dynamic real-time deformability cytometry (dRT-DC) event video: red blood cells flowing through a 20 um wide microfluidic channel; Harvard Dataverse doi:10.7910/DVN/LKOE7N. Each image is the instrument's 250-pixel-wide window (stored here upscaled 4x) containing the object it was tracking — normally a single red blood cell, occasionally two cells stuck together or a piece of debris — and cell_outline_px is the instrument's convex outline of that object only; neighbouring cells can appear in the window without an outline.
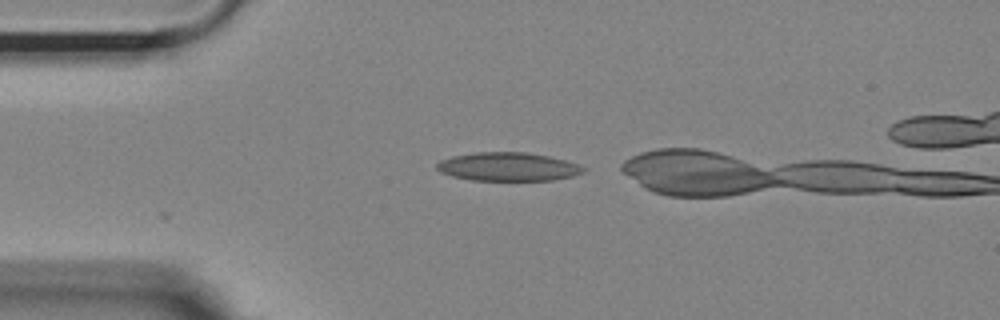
{"species": "Egyptian fruit bat (a non-hibernating species)", "species_latin": "Rousettus aegyptiacus", "temperature_condition": "room temperature", "stored_images_in_passage": 9, "camera_frame_rate_fps": 3000, "um_per_image_px": 0.085, "animal": {"sex": "female"}, "frame": {"image": 1, "passage_image": 2, "time_ms": 0.333, "image_size_px": [1000, 320], "cell_outline_px": [[588, 168], [584, 172], [572, 176], [552, 180], [472, 180], [452, 176], [440, 172], [436, 168], [436, 164], [440, 160], [452, 156], [476, 152], [528, 152], [548, 156], [564, 160]], "centroid_in_image_um": [43.17, 14.17], "position_along_channel_um": 41.8, "area_um2": 24.33}}
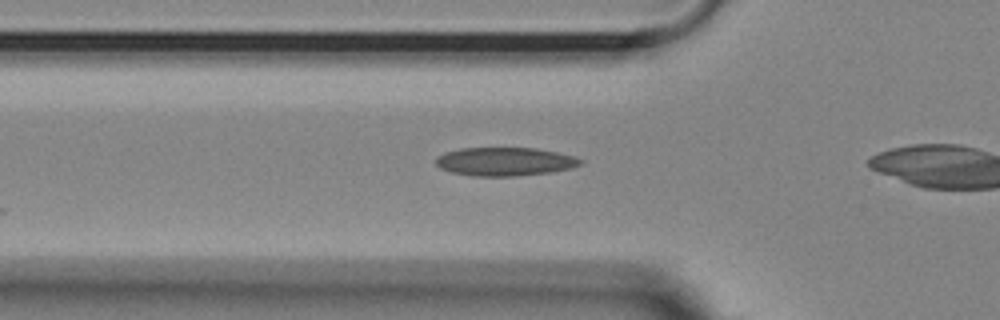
{"frame": {"image": 2, "passage_image": 7, "time_ms": 2.0, "image_size_px": [1000, 320], "cell_outline_px": [[584, 164], [572, 168], [552, 172], [512, 176], [472, 176], [452, 172], [440, 168], [436, 164], [436, 156], [444, 152], [460, 148], [536, 148], [576, 156], [584, 160]], "centroid_in_image_um": [42.94, 13.73], "position_along_channel_um": 82.9, "area_um2": 24.22}}